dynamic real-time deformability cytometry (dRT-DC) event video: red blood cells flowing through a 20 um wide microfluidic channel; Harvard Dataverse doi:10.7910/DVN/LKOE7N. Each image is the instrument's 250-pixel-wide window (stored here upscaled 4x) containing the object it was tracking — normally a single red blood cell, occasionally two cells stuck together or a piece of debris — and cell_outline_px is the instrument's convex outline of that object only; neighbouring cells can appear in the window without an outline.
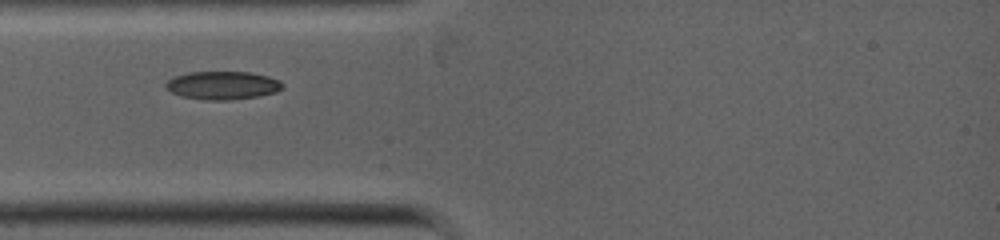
{"species": "common noctule bat (a hibernating species)", "species_latin": "Nyctalus noctula", "temperature_condition": "warm", "stored_images_in_passage": 6, "camera_frame_rate_fps": 5000, "um_per_image_px": 0.085, "animal": {"sex": "female", "body_mass_g": 19.0, "forearm_length_mm": 53.3}, "frame": {"image": 1, "passage_image": 1, "time_ms": 0.0, "image_size_px": [1000, 240], "cell_outline_px": [[284, 88], [276, 92], [260, 96], [232, 100], [208, 100], [180, 96], [164, 88], [164, 84], [168, 80], [176, 76], [188, 72], [248, 72], [268, 76], [280, 80], [284, 84]], "centroid_in_image_um": [18.94, 7.26], "position_along_channel_um": 66.1, "area_um2": 19.36}}
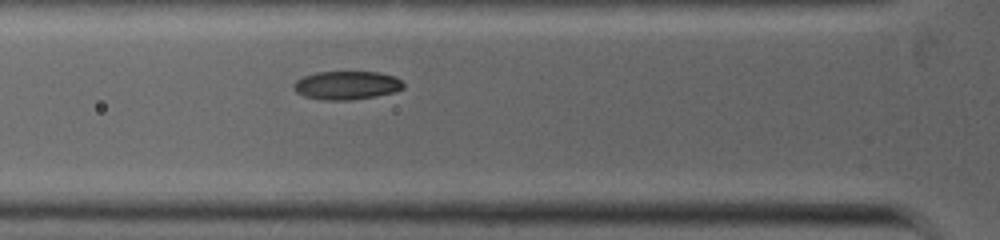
{"frame": {"image": 2, "passage_image": 3, "time_ms": 0.6, "image_size_px": [1000, 240], "cell_outline_px": [[404, 88], [392, 92], [376, 96], [352, 100], [324, 100], [304, 96], [296, 92], [292, 88], [292, 84], [296, 80], [304, 76], [316, 72], [380, 72], [392, 76], [400, 80], [404, 84]], "centroid_in_image_um": [29.43, 7.25], "position_along_channel_um": 96.4, "area_um2": 18.21}}
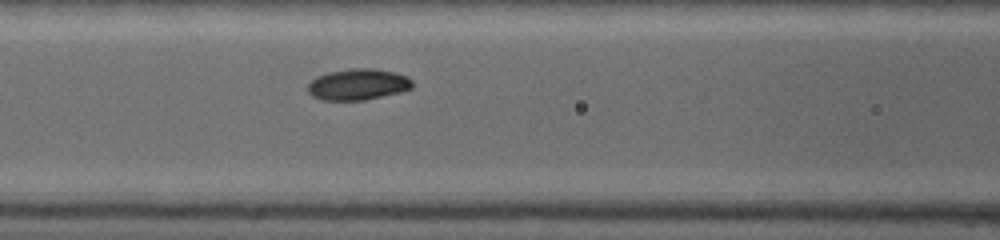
{"frame": {"image": 3, "passage_image": 5, "time_ms": 1.4, "image_size_px": [1000, 240], "cell_outline_px": [[412, 88], [400, 92], [364, 100], [320, 100], [312, 96], [308, 92], [308, 84], [316, 76], [328, 72], [352, 68], [376, 68], [396, 72], [408, 76], [412, 80]], "centroid_in_image_um": [30.43, 7.16], "position_along_channel_um": 136.2, "area_um2": 19.19}}